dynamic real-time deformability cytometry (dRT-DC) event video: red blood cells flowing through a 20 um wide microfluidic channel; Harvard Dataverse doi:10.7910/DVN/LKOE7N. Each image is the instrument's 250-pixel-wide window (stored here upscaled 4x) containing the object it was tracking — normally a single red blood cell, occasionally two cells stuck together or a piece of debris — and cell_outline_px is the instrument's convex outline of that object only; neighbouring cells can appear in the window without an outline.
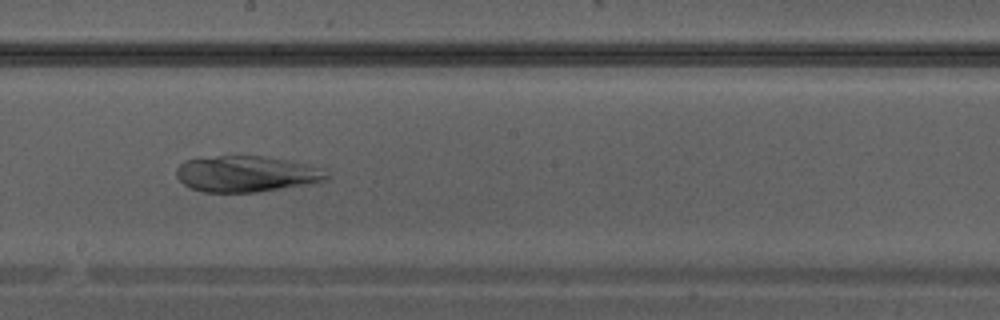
{"species": "Egyptian fruit bat (a non-hibernating species)", "species_latin": "Rousettus aegyptiacus", "temperature_condition": "warm", "stored_images_in_passage": 25, "camera_frame_rate_fps": 3000, "um_per_image_px": 0.085, "animal": {"sex": "male"}, "frame": {"image": 1, "passage_image": 11, "time_ms": 3.333, "image_size_px": [1000, 320], "cell_outline_px": [[332, 176], [324, 180], [308, 184], [256, 192], [204, 192], [192, 188], [184, 184], [176, 176], [176, 168], [184, 160], [216, 156], [264, 156], [324, 168]], "centroid_in_image_um": [20.94, 14.78], "position_along_channel_um": 227.3, "area_um2": 31.44}}